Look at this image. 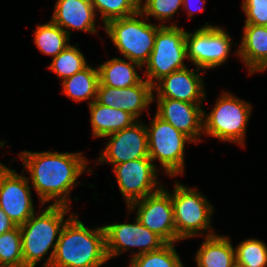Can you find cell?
Returning <instances> with one entry per match:
<instances>
[{"instance_id": "6da1fadb", "label": "cell", "mask_w": 267, "mask_h": 267, "mask_svg": "<svg viewBox=\"0 0 267 267\" xmlns=\"http://www.w3.org/2000/svg\"><path fill=\"white\" fill-rule=\"evenodd\" d=\"M30 173L33 188L41 205L54 200V205L70 207L69 194L76 180L87 170L88 161L81 152H28L18 155Z\"/></svg>"}, {"instance_id": "7a4b0ae2", "label": "cell", "mask_w": 267, "mask_h": 267, "mask_svg": "<svg viewBox=\"0 0 267 267\" xmlns=\"http://www.w3.org/2000/svg\"><path fill=\"white\" fill-rule=\"evenodd\" d=\"M108 260L104 226L89 229L73 215L61 231L50 267H101Z\"/></svg>"}, {"instance_id": "3957f363", "label": "cell", "mask_w": 267, "mask_h": 267, "mask_svg": "<svg viewBox=\"0 0 267 267\" xmlns=\"http://www.w3.org/2000/svg\"><path fill=\"white\" fill-rule=\"evenodd\" d=\"M69 210L68 206L51 204L37 215L34 213L24 224L19 226L22 238L23 267H35L37 262L43 260L48 251L53 248L41 267L51 266L61 231L66 222L74 215L71 213L67 220H64V216Z\"/></svg>"}, {"instance_id": "277c9868", "label": "cell", "mask_w": 267, "mask_h": 267, "mask_svg": "<svg viewBox=\"0 0 267 267\" xmlns=\"http://www.w3.org/2000/svg\"><path fill=\"white\" fill-rule=\"evenodd\" d=\"M145 19L144 14L138 11L127 17L111 20L103 27L123 57L142 67L153 50L157 31L165 26L147 23Z\"/></svg>"}, {"instance_id": "5b68a950", "label": "cell", "mask_w": 267, "mask_h": 267, "mask_svg": "<svg viewBox=\"0 0 267 267\" xmlns=\"http://www.w3.org/2000/svg\"><path fill=\"white\" fill-rule=\"evenodd\" d=\"M251 107L250 103L223 93L209 114L203 111V134L244 147Z\"/></svg>"}, {"instance_id": "8992f818", "label": "cell", "mask_w": 267, "mask_h": 267, "mask_svg": "<svg viewBox=\"0 0 267 267\" xmlns=\"http://www.w3.org/2000/svg\"><path fill=\"white\" fill-rule=\"evenodd\" d=\"M170 195L174 208L176 242L200 236L202 232L207 230L206 236L215 234L211 232L213 230L211 216L214 209L203 194L177 182Z\"/></svg>"}, {"instance_id": "52a82bcc", "label": "cell", "mask_w": 267, "mask_h": 267, "mask_svg": "<svg viewBox=\"0 0 267 267\" xmlns=\"http://www.w3.org/2000/svg\"><path fill=\"white\" fill-rule=\"evenodd\" d=\"M186 31L176 24L162 26L146 65V81L154 86L163 77L187 67ZM154 79V80H153Z\"/></svg>"}, {"instance_id": "ba28073f", "label": "cell", "mask_w": 267, "mask_h": 267, "mask_svg": "<svg viewBox=\"0 0 267 267\" xmlns=\"http://www.w3.org/2000/svg\"><path fill=\"white\" fill-rule=\"evenodd\" d=\"M150 122L151 126H146L149 158L160 162L165 173L171 177L183 174L184 147L186 142L193 141L156 114Z\"/></svg>"}, {"instance_id": "9c48e42d", "label": "cell", "mask_w": 267, "mask_h": 267, "mask_svg": "<svg viewBox=\"0 0 267 267\" xmlns=\"http://www.w3.org/2000/svg\"><path fill=\"white\" fill-rule=\"evenodd\" d=\"M231 46V37L225 29L208 22L195 32L186 33L187 58L196 65V72L225 63Z\"/></svg>"}, {"instance_id": "30bf717a", "label": "cell", "mask_w": 267, "mask_h": 267, "mask_svg": "<svg viewBox=\"0 0 267 267\" xmlns=\"http://www.w3.org/2000/svg\"><path fill=\"white\" fill-rule=\"evenodd\" d=\"M137 207L136 218L166 243L176 242L174 208L170 193L161 187L157 192L128 205L129 212Z\"/></svg>"}, {"instance_id": "8fae6325", "label": "cell", "mask_w": 267, "mask_h": 267, "mask_svg": "<svg viewBox=\"0 0 267 267\" xmlns=\"http://www.w3.org/2000/svg\"><path fill=\"white\" fill-rule=\"evenodd\" d=\"M113 172L127 206L162 187L156 180L157 167L149 157L114 165Z\"/></svg>"}, {"instance_id": "7c38bea8", "label": "cell", "mask_w": 267, "mask_h": 267, "mask_svg": "<svg viewBox=\"0 0 267 267\" xmlns=\"http://www.w3.org/2000/svg\"><path fill=\"white\" fill-rule=\"evenodd\" d=\"M106 234V251L108 259L128 251L130 247H137L136 253L132 252V258L150 251L158 250L166 242L143 226L137 218L134 223L109 224L104 226Z\"/></svg>"}, {"instance_id": "4fadbf2b", "label": "cell", "mask_w": 267, "mask_h": 267, "mask_svg": "<svg viewBox=\"0 0 267 267\" xmlns=\"http://www.w3.org/2000/svg\"><path fill=\"white\" fill-rule=\"evenodd\" d=\"M0 162V208L20 226L34 213L31 185L24 175L17 174Z\"/></svg>"}, {"instance_id": "5bb4252c", "label": "cell", "mask_w": 267, "mask_h": 267, "mask_svg": "<svg viewBox=\"0 0 267 267\" xmlns=\"http://www.w3.org/2000/svg\"><path fill=\"white\" fill-rule=\"evenodd\" d=\"M139 121L106 136H110V139L97 163H109L114 166L130 160L149 157L146 125Z\"/></svg>"}, {"instance_id": "9a60e30c", "label": "cell", "mask_w": 267, "mask_h": 267, "mask_svg": "<svg viewBox=\"0 0 267 267\" xmlns=\"http://www.w3.org/2000/svg\"><path fill=\"white\" fill-rule=\"evenodd\" d=\"M156 115L173 125L181 133L188 136L194 143L200 142L203 133L202 103L183 102L175 99L156 98Z\"/></svg>"}, {"instance_id": "2e32d148", "label": "cell", "mask_w": 267, "mask_h": 267, "mask_svg": "<svg viewBox=\"0 0 267 267\" xmlns=\"http://www.w3.org/2000/svg\"><path fill=\"white\" fill-rule=\"evenodd\" d=\"M153 91V86L145 79L125 88L98 85L96 100L102 105L127 111L139 120L142 111L154 101Z\"/></svg>"}, {"instance_id": "e0dca14e", "label": "cell", "mask_w": 267, "mask_h": 267, "mask_svg": "<svg viewBox=\"0 0 267 267\" xmlns=\"http://www.w3.org/2000/svg\"><path fill=\"white\" fill-rule=\"evenodd\" d=\"M157 98H168L190 103H202L206 97L200 74L185 67L163 77L154 86Z\"/></svg>"}, {"instance_id": "ac0fdd59", "label": "cell", "mask_w": 267, "mask_h": 267, "mask_svg": "<svg viewBox=\"0 0 267 267\" xmlns=\"http://www.w3.org/2000/svg\"><path fill=\"white\" fill-rule=\"evenodd\" d=\"M96 17L90 0H57L51 21L69 36L70 29L96 34Z\"/></svg>"}, {"instance_id": "d6986e66", "label": "cell", "mask_w": 267, "mask_h": 267, "mask_svg": "<svg viewBox=\"0 0 267 267\" xmlns=\"http://www.w3.org/2000/svg\"><path fill=\"white\" fill-rule=\"evenodd\" d=\"M237 56L248 67L249 75L267 69V26L245 24Z\"/></svg>"}, {"instance_id": "ffe728a7", "label": "cell", "mask_w": 267, "mask_h": 267, "mask_svg": "<svg viewBox=\"0 0 267 267\" xmlns=\"http://www.w3.org/2000/svg\"><path fill=\"white\" fill-rule=\"evenodd\" d=\"M92 134L105 138L121 131L137 121L129 112L100 104L97 100L89 104Z\"/></svg>"}, {"instance_id": "44dd1931", "label": "cell", "mask_w": 267, "mask_h": 267, "mask_svg": "<svg viewBox=\"0 0 267 267\" xmlns=\"http://www.w3.org/2000/svg\"><path fill=\"white\" fill-rule=\"evenodd\" d=\"M196 252L197 267H232L235 262V249L228 236H206Z\"/></svg>"}, {"instance_id": "7402d4cb", "label": "cell", "mask_w": 267, "mask_h": 267, "mask_svg": "<svg viewBox=\"0 0 267 267\" xmlns=\"http://www.w3.org/2000/svg\"><path fill=\"white\" fill-rule=\"evenodd\" d=\"M135 67L142 68L138 63L112 58L98 65L99 84L114 88H125L139 84L143 79L137 74Z\"/></svg>"}, {"instance_id": "603a6c76", "label": "cell", "mask_w": 267, "mask_h": 267, "mask_svg": "<svg viewBox=\"0 0 267 267\" xmlns=\"http://www.w3.org/2000/svg\"><path fill=\"white\" fill-rule=\"evenodd\" d=\"M98 84V68L88 65L62 81L63 93L76 102L89 100L88 104H91L97 99Z\"/></svg>"}, {"instance_id": "cb8c5ba5", "label": "cell", "mask_w": 267, "mask_h": 267, "mask_svg": "<svg viewBox=\"0 0 267 267\" xmlns=\"http://www.w3.org/2000/svg\"><path fill=\"white\" fill-rule=\"evenodd\" d=\"M69 41L70 36L52 21L37 25L34 42L41 53L56 57L70 45Z\"/></svg>"}, {"instance_id": "d4e9b609", "label": "cell", "mask_w": 267, "mask_h": 267, "mask_svg": "<svg viewBox=\"0 0 267 267\" xmlns=\"http://www.w3.org/2000/svg\"><path fill=\"white\" fill-rule=\"evenodd\" d=\"M77 45L67 46L59 55L53 57L49 69L56 73L63 81L72 75L80 72L88 66L84 55Z\"/></svg>"}, {"instance_id": "484cf974", "label": "cell", "mask_w": 267, "mask_h": 267, "mask_svg": "<svg viewBox=\"0 0 267 267\" xmlns=\"http://www.w3.org/2000/svg\"><path fill=\"white\" fill-rule=\"evenodd\" d=\"M174 243H166L158 250L143 253L131 258L128 267H182Z\"/></svg>"}, {"instance_id": "4316f807", "label": "cell", "mask_w": 267, "mask_h": 267, "mask_svg": "<svg viewBox=\"0 0 267 267\" xmlns=\"http://www.w3.org/2000/svg\"><path fill=\"white\" fill-rule=\"evenodd\" d=\"M0 267H23L19 226L0 235Z\"/></svg>"}, {"instance_id": "83f0119b", "label": "cell", "mask_w": 267, "mask_h": 267, "mask_svg": "<svg viewBox=\"0 0 267 267\" xmlns=\"http://www.w3.org/2000/svg\"><path fill=\"white\" fill-rule=\"evenodd\" d=\"M96 11L100 12L104 26L111 20L133 15L140 11V0H90Z\"/></svg>"}, {"instance_id": "f1b7e54d", "label": "cell", "mask_w": 267, "mask_h": 267, "mask_svg": "<svg viewBox=\"0 0 267 267\" xmlns=\"http://www.w3.org/2000/svg\"><path fill=\"white\" fill-rule=\"evenodd\" d=\"M235 249V262L243 267H267V246L258 239H246Z\"/></svg>"}, {"instance_id": "f546056e", "label": "cell", "mask_w": 267, "mask_h": 267, "mask_svg": "<svg viewBox=\"0 0 267 267\" xmlns=\"http://www.w3.org/2000/svg\"><path fill=\"white\" fill-rule=\"evenodd\" d=\"M180 6H183V0H145L144 4L140 2V11L147 19V16H153L163 22L170 20Z\"/></svg>"}, {"instance_id": "4dcf8cb0", "label": "cell", "mask_w": 267, "mask_h": 267, "mask_svg": "<svg viewBox=\"0 0 267 267\" xmlns=\"http://www.w3.org/2000/svg\"><path fill=\"white\" fill-rule=\"evenodd\" d=\"M242 10L246 15L245 24L267 26V0H244Z\"/></svg>"}, {"instance_id": "1f68e13d", "label": "cell", "mask_w": 267, "mask_h": 267, "mask_svg": "<svg viewBox=\"0 0 267 267\" xmlns=\"http://www.w3.org/2000/svg\"><path fill=\"white\" fill-rule=\"evenodd\" d=\"M205 0H183V6L182 8L189 11L188 13V17L189 18H192L193 17V13L194 11L198 12V11H203L204 10V2ZM197 2V3H196ZM198 2L199 4L201 3V7L198 5Z\"/></svg>"}, {"instance_id": "d6a6232c", "label": "cell", "mask_w": 267, "mask_h": 267, "mask_svg": "<svg viewBox=\"0 0 267 267\" xmlns=\"http://www.w3.org/2000/svg\"><path fill=\"white\" fill-rule=\"evenodd\" d=\"M16 224L8 217V215L0 208V235L14 229Z\"/></svg>"}, {"instance_id": "836d02e7", "label": "cell", "mask_w": 267, "mask_h": 267, "mask_svg": "<svg viewBox=\"0 0 267 267\" xmlns=\"http://www.w3.org/2000/svg\"><path fill=\"white\" fill-rule=\"evenodd\" d=\"M232 267H243V266L238 265L237 263H235Z\"/></svg>"}]
</instances>
